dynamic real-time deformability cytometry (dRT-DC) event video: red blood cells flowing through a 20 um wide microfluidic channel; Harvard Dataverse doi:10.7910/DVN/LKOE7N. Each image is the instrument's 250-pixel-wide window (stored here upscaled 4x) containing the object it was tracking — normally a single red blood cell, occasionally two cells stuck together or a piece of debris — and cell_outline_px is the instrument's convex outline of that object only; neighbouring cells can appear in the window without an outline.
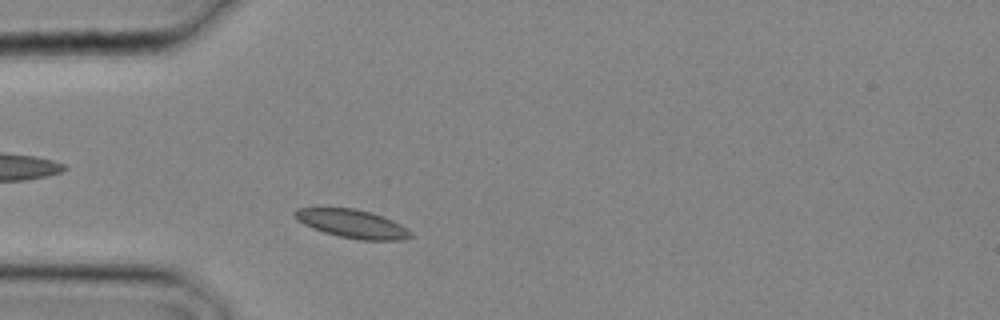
{"species": "common noctule bat (a hibernating species)", "species_latin": "Nyctalus noctula", "temperature_condition": "cold", "stored_images_in_passage": 13, "camera_frame_rate_fps": 3000, "um_per_image_px": 0.085, "animal": {"sex": "male", "body_mass_g": 20.4}, "frame": {"image": 1, "passage_image": 3, "time_ms": 0.667, "image_size_px": [1000, 320], "cell_outline_px": [[416, 236], [404, 240], [360, 240], [340, 236], [324, 232], [312, 228], [296, 220], [292, 212], [296, 208], [356, 208], [384, 216], [408, 228]], "centroid_in_image_um": [29.98, 19.02], "position_along_channel_um": 55.0, "area_um2": 19.42}}
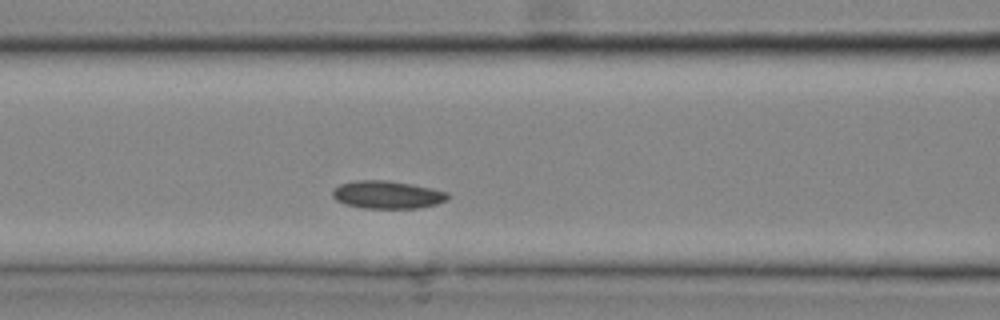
{"frame": {"image": 2, "passage_image": 7, "time_ms": 2.0, "image_size_px": [1000, 320], "cell_outline_px": [[448, 200], [436, 204], [420, 208], [360, 208], [344, 204], [336, 200], [332, 196], [332, 188], [340, 184], [356, 180], [388, 180], [448, 192]], "centroid_in_image_um": [32.86, 16.56], "position_along_channel_um": 133.7, "area_um2": 18.67}}
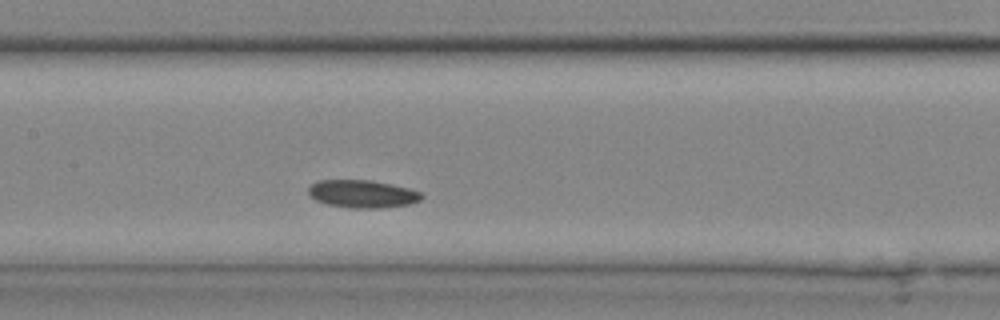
{"frame": {"image": 3, "passage_image": 9, "time_ms": 2.667, "image_size_px": [1000, 320], "cell_outline_px": [[424, 196], [420, 200], [412, 204], [384, 208], [352, 208], [328, 204], [316, 200], [308, 192], [308, 188], [316, 180], [372, 180], [392, 184], [424, 192]], "centroid_in_image_um": [30.87, 16.48], "position_along_channel_um": 176.5, "area_um2": 18.5}}